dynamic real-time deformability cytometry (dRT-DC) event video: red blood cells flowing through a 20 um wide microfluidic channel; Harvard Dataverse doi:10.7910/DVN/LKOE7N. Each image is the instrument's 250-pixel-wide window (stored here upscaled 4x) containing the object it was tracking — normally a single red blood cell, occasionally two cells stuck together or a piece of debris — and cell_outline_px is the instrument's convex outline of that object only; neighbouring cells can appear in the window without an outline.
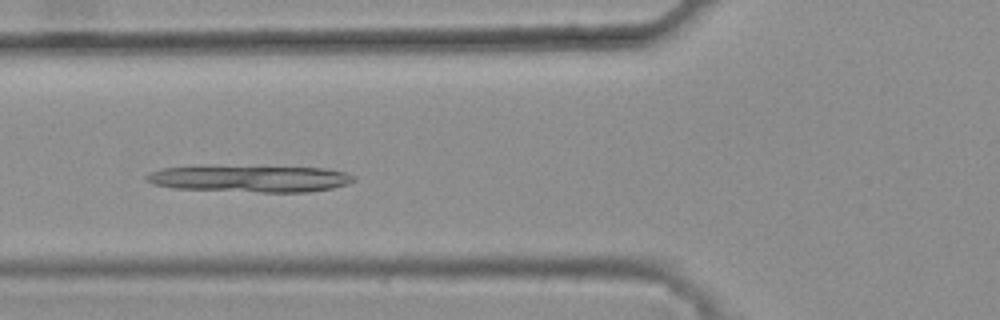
{"species": "common noctule bat (a hibernating species)", "species_latin": "Nyctalus noctula", "temperature_condition": "warm", "stored_images_in_passage": 44, "camera_frame_rate_fps": 3000, "um_per_image_px": 0.085, "animal": {"sex": "female", "body_mass_g": 25.1}, "frame": {"image": 1, "passage_image": 19, "time_ms": 6.0, "image_size_px": [1000, 320], "cell_outline_px": [[356, 180], [348, 184], [332, 188], [308, 192], [260, 192], [172, 188], [152, 184], [144, 176], [152, 172], [164, 168], [212, 164], [324, 168], [348, 172], [356, 176]], "centroid_in_image_um": [21.27, 15.15], "position_along_channel_um": 104.5, "area_um2": 33.41}}
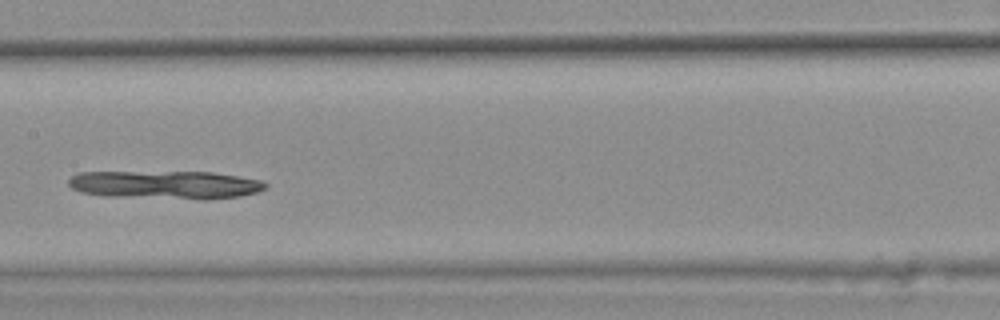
{"frame": {"image": 2, "passage_image": 26, "time_ms": 8.333, "image_size_px": [1000, 320], "cell_outline_px": [[268, 184], [264, 188], [256, 192], [240, 196], [204, 200], [200, 200], [104, 196], [80, 192], [72, 188], [68, 184], [68, 180], [72, 176], [80, 172], [212, 172], [260, 180]], "centroid_in_image_um": [14.03, 15.72], "position_along_channel_um": 193.4, "area_um2": 32.6}}
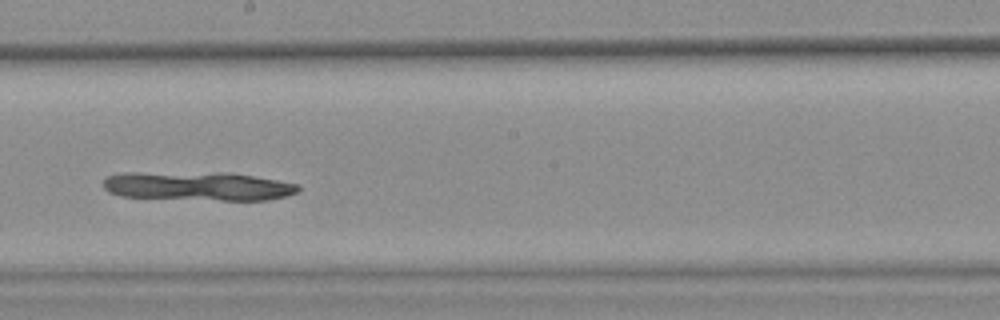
{"frame": {"image": 3, "passage_image": 29, "time_ms": 9.333, "image_size_px": [1000, 320], "cell_outline_px": [[300, 188], [296, 192], [284, 196], [268, 200], [220, 200], [120, 196], [108, 192], [104, 188], [104, 180], [108, 176], [124, 172], [228, 172], [300, 184]], "centroid_in_image_um": [16.8, 15.81], "position_along_channel_um": 231.4, "area_um2": 32.83}}